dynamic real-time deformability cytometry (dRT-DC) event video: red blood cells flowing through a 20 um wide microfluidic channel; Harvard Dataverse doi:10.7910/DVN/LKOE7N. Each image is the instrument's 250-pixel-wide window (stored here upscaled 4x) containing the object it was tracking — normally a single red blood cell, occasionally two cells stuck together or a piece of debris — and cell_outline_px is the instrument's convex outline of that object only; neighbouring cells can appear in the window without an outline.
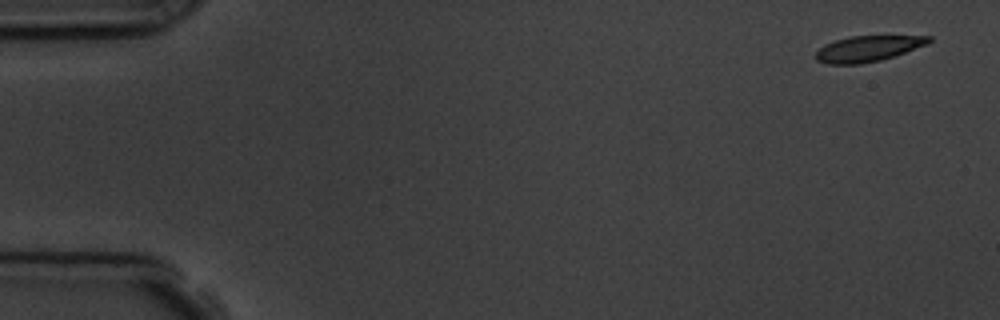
{"species": "common noctule bat (a hibernating species)", "species_latin": "Nyctalus noctula", "temperature_condition": "room temperature", "stored_images_in_passage": 6, "segment_of_instrument_passage": [1, 2], "camera_frame_rate_fps": 3000, "um_per_image_px": 0.085, "animal": {"sex": "male", "body_mass_g": 19.5, "forearm_length_mm": 54.6}, "frame": {"image": 1, "passage_image": 1, "time_ms": 0.0, "image_size_px": [1000, 320], "cell_outline_px": [[932, 40], [928, 44], [880, 60], [860, 64], [828, 64], [816, 60], [816, 52], [824, 44], [848, 36], [932, 36]], "centroid_in_image_um": [73.75, 4.13], "position_along_channel_um": 11.2, "area_um2": 16.82}}
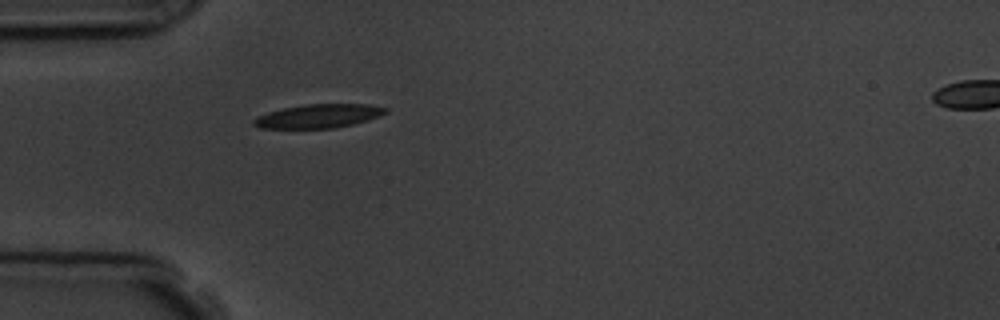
{"frame": {"image": 2, "passage_image": 5, "time_ms": 4.667, "image_size_px": [1000, 320], "cell_outline_px": [[388, 112], [368, 120], [352, 124], [332, 128], [260, 128], [252, 124], [252, 120], [256, 116], [268, 112], [284, 108], [304, 104], [368, 104], [388, 108]], "centroid_in_image_um": [27.05, 9.86], "position_along_channel_um": 57.9, "area_um2": 18.21}}